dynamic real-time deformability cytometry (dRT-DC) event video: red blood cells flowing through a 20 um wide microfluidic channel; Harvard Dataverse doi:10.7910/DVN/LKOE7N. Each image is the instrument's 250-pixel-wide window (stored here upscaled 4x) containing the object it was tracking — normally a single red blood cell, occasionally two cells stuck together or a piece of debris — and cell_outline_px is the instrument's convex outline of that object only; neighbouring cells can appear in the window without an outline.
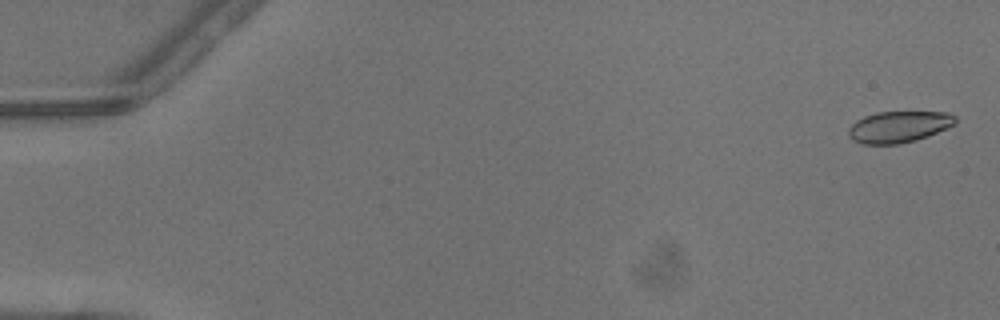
{"species": "common noctule bat (a hibernating species)", "species_latin": "Nyctalus noctula", "temperature_condition": "warm", "stored_images_in_passage": 5, "camera_frame_rate_fps": 3000, "um_per_image_px": 0.085, "animal": {"sex": "male", "body_mass_g": 13.3}, "frame": {"image": 1, "passage_image": 1, "time_ms": 0.0, "image_size_px": [1000, 320], "cell_outline_px": [[956, 124], [928, 136], [916, 140], [900, 144], [860, 144], [852, 140], [848, 136], [848, 128], [856, 120], [864, 116], [876, 112], [948, 112], [956, 116]], "centroid_in_image_um": [76.38, 10.78], "position_along_channel_um": 8.6, "area_um2": 19.77}}
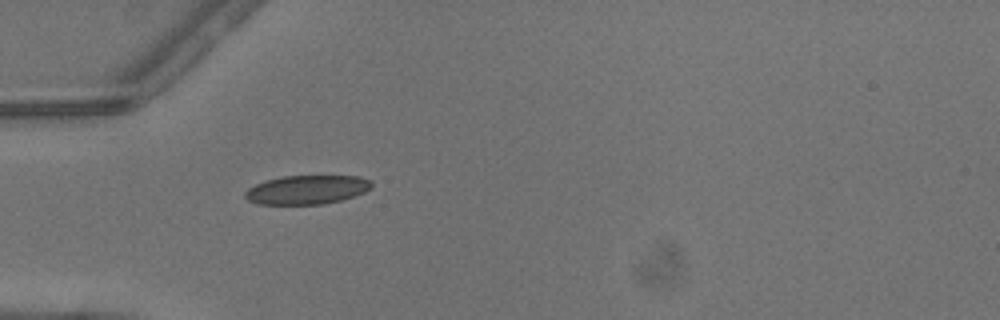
{"frame": {"image": 2, "passage_image": 5, "time_ms": 1.333, "image_size_px": [1000, 320], "cell_outline_px": [[372, 188], [364, 192], [340, 200], [324, 204], [256, 204], [248, 200], [244, 196], [244, 192], [248, 188], [264, 180], [284, 176], [360, 176], [372, 180]], "centroid_in_image_um": [26.07, 16.12], "position_along_channel_um": 58.9, "area_um2": 21.39}}